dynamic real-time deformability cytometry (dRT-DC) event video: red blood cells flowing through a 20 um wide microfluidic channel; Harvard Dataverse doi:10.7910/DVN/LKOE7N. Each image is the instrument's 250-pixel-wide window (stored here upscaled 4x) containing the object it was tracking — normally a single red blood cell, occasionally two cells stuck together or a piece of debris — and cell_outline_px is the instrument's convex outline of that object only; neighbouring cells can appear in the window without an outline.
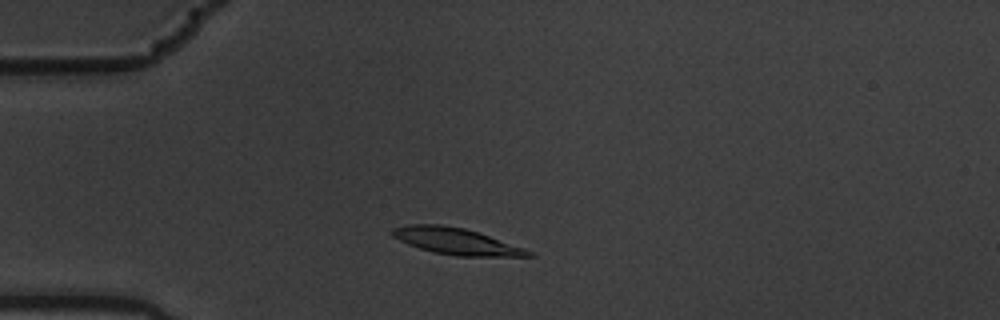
{"species": "common noctule bat (a hibernating species)", "species_latin": "Nyctalus noctula", "temperature_condition": "warm", "stored_images_in_passage": 4, "camera_frame_rate_fps": 3000, "um_per_image_px": 0.085, "animal": {"sex": "male", "body_mass_g": 19.5, "forearm_length_mm": 54.6}, "frame": {"image": 1, "passage_image": 3, "time_ms": 0.667, "image_size_px": [1000, 320], "cell_outline_px": [[536, 256], [456, 256], [432, 252], [408, 244], [392, 236], [388, 232], [392, 228], [408, 224], [440, 224], [464, 228], [524, 248], [532, 252]], "centroid_in_image_um": [38.7, 20.5], "position_along_channel_um": 46.3, "area_um2": 20.81}}